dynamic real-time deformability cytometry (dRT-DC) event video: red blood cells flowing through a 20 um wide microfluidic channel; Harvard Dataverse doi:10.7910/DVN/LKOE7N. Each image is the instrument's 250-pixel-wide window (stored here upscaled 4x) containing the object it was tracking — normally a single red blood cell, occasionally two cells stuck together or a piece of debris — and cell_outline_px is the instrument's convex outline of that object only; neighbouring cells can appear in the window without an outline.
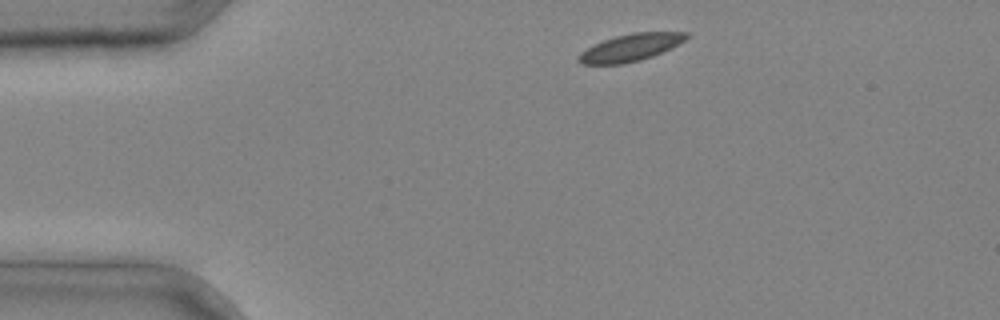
{"species": "common noctule bat (a hibernating species)", "species_latin": "Nyctalus noctula", "temperature_condition": "cold", "stored_images_in_passage": 2, "camera_frame_rate_fps": 3000, "um_per_image_px": 0.085, "animal": {"sex": "male", "body_mass_g": 20.4}, "frame": {"image": 1, "passage_image": 1, "time_ms": 0.0, "image_size_px": [1000, 320], "cell_outline_px": [[688, 36], [684, 40], [652, 56], [640, 60], [620, 64], [580, 64], [576, 60], [576, 56], [580, 52], [604, 40], [616, 36], [632, 32], [688, 32]], "centroid_in_image_um": [53.52, 4.04], "position_along_channel_um": 31.5, "area_um2": 16.76}}